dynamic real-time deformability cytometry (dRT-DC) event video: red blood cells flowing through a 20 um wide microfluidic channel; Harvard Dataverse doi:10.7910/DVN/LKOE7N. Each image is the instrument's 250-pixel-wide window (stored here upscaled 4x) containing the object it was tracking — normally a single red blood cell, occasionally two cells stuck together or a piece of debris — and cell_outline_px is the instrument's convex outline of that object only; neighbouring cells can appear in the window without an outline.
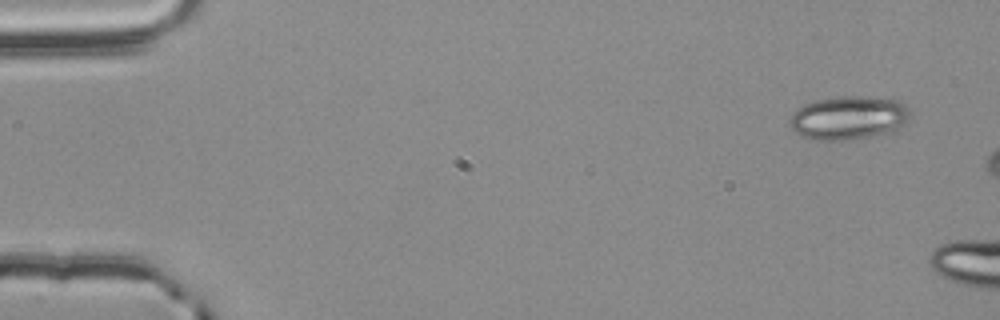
{"species": "common noctule bat (a hibernating species)", "species_latin": "Nyctalus noctula", "temperature_condition": "room temperature", "stored_images_in_passage": 7, "camera_frame_rate_fps": 3000, "um_per_image_px": 0.085, "animal": {"sex": "male", "body_mass_g": 20.4}, "frame": {"image": 1, "passage_image": 1, "time_ms": 0.0, "image_size_px": [1000, 320], "cell_outline_px": [[912, 116], [896, 132], [840, 140], [812, 140], [800, 136], [788, 124], [788, 120], [796, 108], [804, 104], [816, 100], [836, 96], [868, 96], [900, 100], [908, 104]], "centroid_in_image_um": [72.16, 9.99], "position_along_channel_um": 12.8, "area_um2": 31.27}}